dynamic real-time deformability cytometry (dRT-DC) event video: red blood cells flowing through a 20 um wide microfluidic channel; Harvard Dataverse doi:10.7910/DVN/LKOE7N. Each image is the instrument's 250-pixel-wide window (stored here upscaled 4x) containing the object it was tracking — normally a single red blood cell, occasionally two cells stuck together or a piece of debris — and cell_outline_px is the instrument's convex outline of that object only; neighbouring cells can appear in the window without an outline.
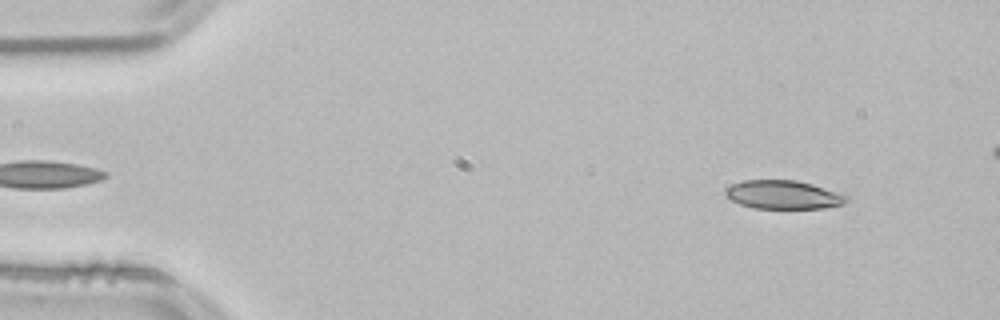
{"species": "common noctule bat (a hibernating species)", "species_latin": "Nyctalus noctula", "temperature_condition": "room temperature", "stored_images_in_passage": 50, "camera_frame_rate_fps": 3000, "um_per_image_px": 0.085, "animal": {"sex": "male", "body_mass_g": 21.5, "forearm_length_mm": 52.0}, "frame": {"image": 1, "passage_image": 5, "time_ms": 1.333, "image_size_px": [1000, 320], "cell_outline_px": [[848, 200], [840, 204], [824, 208], [756, 208], [740, 204], [724, 196], [724, 192], [732, 184], [744, 180], [796, 180], [812, 184], [848, 196]], "centroid_in_image_um": [66.54, 16.55], "position_along_channel_um": 18.5, "area_um2": 19.88}}
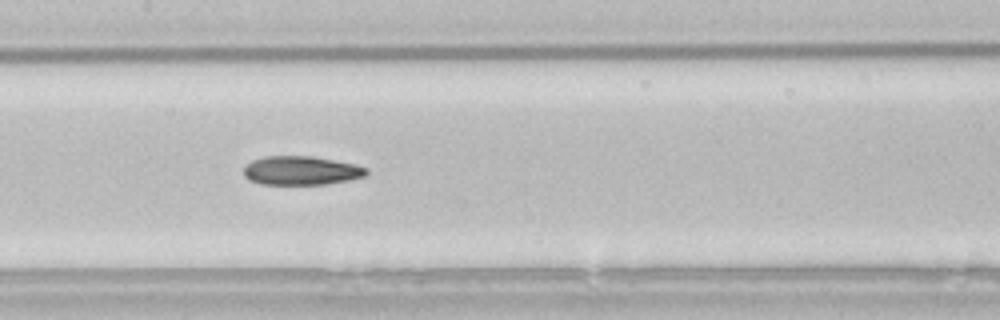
{"frame": {"image": 2, "passage_image": 25, "time_ms": 8.0, "image_size_px": [1000, 320], "cell_outline_px": [[368, 172], [364, 176], [348, 180], [324, 184], [260, 184], [248, 180], [244, 176], [244, 168], [252, 160], [264, 156], [312, 156], [356, 164], [368, 168]], "centroid_in_image_um": [25.59, 14.49], "position_along_channel_um": 181.8, "area_um2": 20.63}}
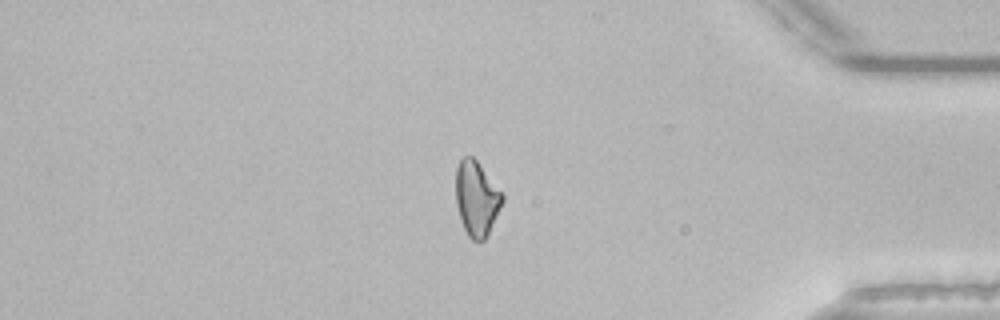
{"frame": {"image": 3, "passage_image": 44, "time_ms": 14.333, "image_size_px": [1000, 320], "cell_outline_px": [[504, 200], [484, 240], [472, 240], [468, 236], [460, 220], [456, 204], [456, 168], [460, 160], [464, 156], [472, 156], [476, 160], [504, 196]], "centroid_in_image_um": [40.48, 16.87], "position_along_channel_um": 394.7, "area_um2": 19.88}, "authors_computed_cell_mechanics": {"area_um2": 20.8947, "velocity_mm_per_s": 3.8491, "shape_relaxation_time_tau1_ms": null, "shape_relaxation_time_tau2_ms": 9.5391, "deformation_change_tau1": null, "deformation_change_tau2": 0.202}}